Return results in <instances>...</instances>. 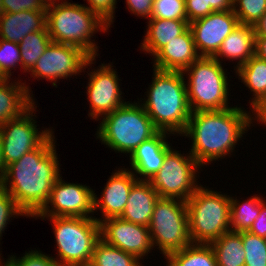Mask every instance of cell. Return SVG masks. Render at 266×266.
Instances as JSON below:
<instances>
[{
	"label": "cell",
	"instance_id": "cell-1",
	"mask_svg": "<svg viewBox=\"0 0 266 266\" xmlns=\"http://www.w3.org/2000/svg\"><path fill=\"white\" fill-rule=\"evenodd\" d=\"M53 132L39 147L9 164L1 187L29 218H34L48 202L53 184L62 174Z\"/></svg>",
	"mask_w": 266,
	"mask_h": 266
},
{
	"label": "cell",
	"instance_id": "cell-2",
	"mask_svg": "<svg viewBox=\"0 0 266 266\" xmlns=\"http://www.w3.org/2000/svg\"><path fill=\"white\" fill-rule=\"evenodd\" d=\"M238 106L191 113L181 136L191 139L189 152L201 167L234 156L236 145L251 129L252 111Z\"/></svg>",
	"mask_w": 266,
	"mask_h": 266
},
{
	"label": "cell",
	"instance_id": "cell-3",
	"mask_svg": "<svg viewBox=\"0 0 266 266\" xmlns=\"http://www.w3.org/2000/svg\"><path fill=\"white\" fill-rule=\"evenodd\" d=\"M153 68L146 97L137 98L158 131L181 137L192 113L182 71ZM140 100V101H139ZM143 100V101H142Z\"/></svg>",
	"mask_w": 266,
	"mask_h": 266
},
{
	"label": "cell",
	"instance_id": "cell-4",
	"mask_svg": "<svg viewBox=\"0 0 266 266\" xmlns=\"http://www.w3.org/2000/svg\"><path fill=\"white\" fill-rule=\"evenodd\" d=\"M71 0H49L46 10V27L52 42L81 48L90 57L100 56L94 34L107 33L109 27L84 4Z\"/></svg>",
	"mask_w": 266,
	"mask_h": 266
},
{
	"label": "cell",
	"instance_id": "cell-5",
	"mask_svg": "<svg viewBox=\"0 0 266 266\" xmlns=\"http://www.w3.org/2000/svg\"><path fill=\"white\" fill-rule=\"evenodd\" d=\"M98 124L96 140L115 153L126 156H130L142 142L158 132L138 101H127L122 107L104 116Z\"/></svg>",
	"mask_w": 266,
	"mask_h": 266
},
{
	"label": "cell",
	"instance_id": "cell-6",
	"mask_svg": "<svg viewBox=\"0 0 266 266\" xmlns=\"http://www.w3.org/2000/svg\"><path fill=\"white\" fill-rule=\"evenodd\" d=\"M226 70V71H225ZM227 69L214 57H200L182 71L192 112L219 111L230 106ZM229 86V87H228Z\"/></svg>",
	"mask_w": 266,
	"mask_h": 266
},
{
	"label": "cell",
	"instance_id": "cell-7",
	"mask_svg": "<svg viewBox=\"0 0 266 266\" xmlns=\"http://www.w3.org/2000/svg\"><path fill=\"white\" fill-rule=\"evenodd\" d=\"M207 187L200 183L186 202L191 243L209 244L231 231L230 195Z\"/></svg>",
	"mask_w": 266,
	"mask_h": 266
},
{
	"label": "cell",
	"instance_id": "cell-8",
	"mask_svg": "<svg viewBox=\"0 0 266 266\" xmlns=\"http://www.w3.org/2000/svg\"><path fill=\"white\" fill-rule=\"evenodd\" d=\"M34 218L51 222L58 253L53 258L59 266H79L90 262L95 244L101 239L100 223L95 218Z\"/></svg>",
	"mask_w": 266,
	"mask_h": 266
},
{
	"label": "cell",
	"instance_id": "cell-9",
	"mask_svg": "<svg viewBox=\"0 0 266 266\" xmlns=\"http://www.w3.org/2000/svg\"><path fill=\"white\" fill-rule=\"evenodd\" d=\"M148 228L153 248L159 250L162 258L189 246L191 238L186 202L159 197Z\"/></svg>",
	"mask_w": 266,
	"mask_h": 266
},
{
	"label": "cell",
	"instance_id": "cell-10",
	"mask_svg": "<svg viewBox=\"0 0 266 266\" xmlns=\"http://www.w3.org/2000/svg\"><path fill=\"white\" fill-rule=\"evenodd\" d=\"M173 148L166 153L160 170L148 181L159 197L187 202L200 186L197 180L202 167L189 151L182 154L181 150Z\"/></svg>",
	"mask_w": 266,
	"mask_h": 266
},
{
	"label": "cell",
	"instance_id": "cell-11",
	"mask_svg": "<svg viewBox=\"0 0 266 266\" xmlns=\"http://www.w3.org/2000/svg\"><path fill=\"white\" fill-rule=\"evenodd\" d=\"M96 59L79 47L51 42L28 74L34 79L44 78L57 88V81L85 74L86 68L90 67L89 70L96 64Z\"/></svg>",
	"mask_w": 266,
	"mask_h": 266
},
{
	"label": "cell",
	"instance_id": "cell-12",
	"mask_svg": "<svg viewBox=\"0 0 266 266\" xmlns=\"http://www.w3.org/2000/svg\"><path fill=\"white\" fill-rule=\"evenodd\" d=\"M37 105L35 103L20 118L0 125L5 168L19 160L25 153L39 147L54 132L51 127L44 128V130L37 128L39 126L36 121Z\"/></svg>",
	"mask_w": 266,
	"mask_h": 266
},
{
	"label": "cell",
	"instance_id": "cell-13",
	"mask_svg": "<svg viewBox=\"0 0 266 266\" xmlns=\"http://www.w3.org/2000/svg\"><path fill=\"white\" fill-rule=\"evenodd\" d=\"M104 63L98 65L99 68L94 67L91 71H86L88 82L85 92L90 108L88 117L95 121L101 120L127 103L122 96L124 92L123 88H120L122 85L119 84L121 79H119L117 69L113 68L115 66L111 62Z\"/></svg>",
	"mask_w": 266,
	"mask_h": 266
},
{
	"label": "cell",
	"instance_id": "cell-14",
	"mask_svg": "<svg viewBox=\"0 0 266 266\" xmlns=\"http://www.w3.org/2000/svg\"><path fill=\"white\" fill-rule=\"evenodd\" d=\"M62 178L60 175L53 184L48 202L35 217L94 218V190Z\"/></svg>",
	"mask_w": 266,
	"mask_h": 266
},
{
	"label": "cell",
	"instance_id": "cell-15",
	"mask_svg": "<svg viewBox=\"0 0 266 266\" xmlns=\"http://www.w3.org/2000/svg\"><path fill=\"white\" fill-rule=\"evenodd\" d=\"M100 237L108 245L131 253L143 262L153 250L149 228L123 220L120 217L101 221Z\"/></svg>",
	"mask_w": 266,
	"mask_h": 266
},
{
	"label": "cell",
	"instance_id": "cell-16",
	"mask_svg": "<svg viewBox=\"0 0 266 266\" xmlns=\"http://www.w3.org/2000/svg\"><path fill=\"white\" fill-rule=\"evenodd\" d=\"M233 10L216 11L189 23L194 43L201 57H214L224 39L239 25Z\"/></svg>",
	"mask_w": 266,
	"mask_h": 266
},
{
	"label": "cell",
	"instance_id": "cell-17",
	"mask_svg": "<svg viewBox=\"0 0 266 266\" xmlns=\"http://www.w3.org/2000/svg\"><path fill=\"white\" fill-rule=\"evenodd\" d=\"M117 169L114 172L112 171V175L108 178L104 189L100 193V198L94 190V213L100 211L102 214L101 218L94 216L99 223L105 219L122 215L131 188L138 180L133 172L125 166Z\"/></svg>",
	"mask_w": 266,
	"mask_h": 266
},
{
	"label": "cell",
	"instance_id": "cell-18",
	"mask_svg": "<svg viewBox=\"0 0 266 266\" xmlns=\"http://www.w3.org/2000/svg\"><path fill=\"white\" fill-rule=\"evenodd\" d=\"M170 133L158 131L142 142L129 156L130 169L138 180L148 181L162 167L166 153L173 147L168 141ZM171 144V145H170Z\"/></svg>",
	"mask_w": 266,
	"mask_h": 266
},
{
	"label": "cell",
	"instance_id": "cell-19",
	"mask_svg": "<svg viewBox=\"0 0 266 266\" xmlns=\"http://www.w3.org/2000/svg\"><path fill=\"white\" fill-rule=\"evenodd\" d=\"M201 56L194 43L191 29L188 28L152 58L153 67L160 70L184 71ZM154 61V62H153Z\"/></svg>",
	"mask_w": 266,
	"mask_h": 266
},
{
	"label": "cell",
	"instance_id": "cell-20",
	"mask_svg": "<svg viewBox=\"0 0 266 266\" xmlns=\"http://www.w3.org/2000/svg\"><path fill=\"white\" fill-rule=\"evenodd\" d=\"M7 78L0 83V125L20 118L35 103L31 87L17 78Z\"/></svg>",
	"mask_w": 266,
	"mask_h": 266
},
{
	"label": "cell",
	"instance_id": "cell-21",
	"mask_svg": "<svg viewBox=\"0 0 266 266\" xmlns=\"http://www.w3.org/2000/svg\"><path fill=\"white\" fill-rule=\"evenodd\" d=\"M255 55V34L253 25L239 24L222 42L214 58L223 63V59L236 61L234 71Z\"/></svg>",
	"mask_w": 266,
	"mask_h": 266
},
{
	"label": "cell",
	"instance_id": "cell-22",
	"mask_svg": "<svg viewBox=\"0 0 266 266\" xmlns=\"http://www.w3.org/2000/svg\"><path fill=\"white\" fill-rule=\"evenodd\" d=\"M159 198L149 181L137 180L130 191L121 219L148 227Z\"/></svg>",
	"mask_w": 266,
	"mask_h": 266
},
{
	"label": "cell",
	"instance_id": "cell-23",
	"mask_svg": "<svg viewBox=\"0 0 266 266\" xmlns=\"http://www.w3.org/2000/svg\"><path fill=\"white\" fill-rule=\"evenodd\" d=\"M46 26V11H21L0 15V38L14 43Z\"/></svg>",
	"mask_w": 266,
	"mask_h": 266
},
{
	"label": "cell",
	"instance_id": "cell-24",
	"mask_svg": "<svg viewBox=\"0 0 266 266\" xmlns=\"http://www.w3.org/2000/svg\"><path fill=\"white\" fill-rule=\"evenodd\" d=\"M146 23V33L139 47L152 57L189 28L188 20L150 18Z\"/></svg>",
	"mask_w": 266,
	"mask_h": 266
},
{
	"label": "cell",
	"instance_id": "cell-25",
	"mask_svg": "<svg viewBox=\"0 0 266 266\" xmlns=\"http://www.w3.org/2000/svg\"><path fill=\"white\" fill-rule=\"evenodd\" d=\"M235 75L252 93L248 105L252 110L266 97V60L254 55L235 70Z\"/></svg>",
	"mask_w": 266,
	"mask_h": 266
},
{
	"label": "cell",
	"instance_id": "cell-26",
	"mask_svg": "<svg viewBox=\"0 0 266 266\" xmlns=\"http://www.w3.org/2000/svg\"><path fill=\"white\" fill-rule=\"evenodd\" d=\"M209 244L214 251L217 266H245L242 231H229Z\"/></svg>",
	"mask_w": 266,
	"mask_h": 266
},
{
	"label": "cell",
	"instance_id": "cell-27",
	"mask_svg": "<svg viewBox=\"0 0 266 266\" xmlns=\"http://www.w3.org/2000/svg\"><path fill=\"white\" fill-rule=\"evenodd\" d=\"M243 201L230 196V228L233 232L248 231L255 219L259 216L261 202L265 199L262 195H250Z\"/></svg>",
	"mask_w": 266,
	"mask_h": 266
},
{
	"label": "cell",
	"instance_id": "cell-28",
	"mask_svg": "<svg viewBox=\"0 0 266 266\" xmlns=\"http://www.w3.org/2000/svg\"><path fill=\"white\" fill-rule=\"evenodd\" d=\"M166 266H217L210 244L191 243L185 248L168 254Z\"/></svg>",
	"mask_w": 266,
	"mask_h": 266
},
{
	"label": "cell",
	"instance_id": "cell-29",
	"mask_svg": "<svg viewBox=\"0 0 266 266\" xmlns=\"http://www.w3.org/2000/svg\"><path fill=\"white\" fill-rule=\"evenodd\" d=\"M52 42L45 26L40 31H34L27 34L19 43L21 51V70L23 73H29L36 65L37 60L45 52V49Z\"/></svg>",
	"mask_w": 266,
	"mask_h": 266
},
{
	"label": "cell",
	"instance_id": "cell-30",
	"mask_svg": "<svg viewBox=\"0 0 266 266\" xmlns=\"http://www.w3.org/2000/svg\"><path fill=\"white\" fill-rule=\"evenodd\" d=\"M90 262L94 266H145L137 256L108 245L102 239L95 244Z\"/></svg>",
	"mask_w": 266,
	"mask_h": 266
},
{
	"label": "cell",
	"instance_id": "cell-31",
	"mask_svg": "<svg viewBox=\"0 0 266 266\" xmlns=\"http://www.w3.org/2000/svg\"><path fill=\"white\" fill-rule=\"evenodd\" d=\"M245 266H266V239L242 231Z\"/></svg>",
	"mask_w": 266,
	"mask_h": 266
},
{
	"label": "cell",
	"instance_id": "cell-32",
	"mask_svg": "<svg viewBox=\"0 0 266 266\" xmlns=\"http://www.w3.org/2000/svg\"><path fill=\"white\" fill-rule=\"evenodd\" d=\"M233 12L240 24L253 25L266 12V0H233Z\"/></svg>",
	"mask_w": 266,
	"mask_h": 266
},
{
	"label": "cell",
	"instance_id": "cell-33",
	"mask_svg": "<svg viewBox=\"0 0 266 266\" xmlns=\"http://www.w3.org/2000/svg\"><path fill=\"white\" fill-rule=\"evenodd\" d=\"M17 68L21 69V51L19 44L0 39V70L7 78H12V73Z\"/></svg>",
	"mask_w": 266,
	"mask_h": 266
},
{
	"label": "cell",
	"instance_id": "cell-34",
	"mask_svg": "<svg viewBox=\"0 0 266 266\" xmlns=\"http://www.w3.org/2000/svg\"><path fill=\"white\" fill-rule=\"evenodd\" d=\"M151 18L187 20L185 0H154Z\"/></svg>",
	"mask_w": 266,
	"mask_h": 266
},
{
	"label": "cell",
	"instance_id": "cell-35",
	"mask_svg": "<svg viewBox=\"0 0 266 266\" xmlns=\"http://www.w3.org/2000/svg\"><path fill=\"white\" fill-rule=\"evenodd\" d=\"M22 255L21 257H17L16 254L10 255L6 261L3 258V266H59L52 254L50 256L36 248L25 251Z\"/></svg>",
	"mask_w": 266,
	"mask_h": 266
},
{
	"label": "cell",
	"instance_id": "cell-36",
	"mask_svg": "<svg viewBox=\"0 0 266 266\" xmlns=\"http://www.w3.org/2000/svg\"><path fill=\"white\" fill-rule=\"evenodd\" d=\"M19 216L27 218V215L17 206L11 195L0 187V241L2 240L1 237H3L2 233L7 229V224Z\"/></svg>",
	"mask_w": 266,
	"mask_h": 266
},
{
	"label": "cell",
	"instance_id": "cell-37",
	"mask_svg": "<svg viewBox=\"0 0 266 266\" xmlns=\"http://www.w3.org/2000/svg\"><path fill=\"white\" fill-rule=\"evenodd\" d=\"M84 6L97 15L109 27L115 22V9L117 0H86Z\"/></svg>",
	"mask_w": 266,
	"mask_h": 266
},
{
	"label": "cell",
	"instance_id": "cell-38",
	"mask_svg": "<svg viewBox=\"0 0 266 266\" xmlns=\"http://www.w3.org/2000/svg\"><path fill=\"white\" fill-rule=\"evenodd\" d=\"M49 0H2L4 13L46 11Z\"/></svg>",
	"mask_w": 266,
	"mask_h": 266
},
{
	"label": "cell",
	"instance_id": "cell-39",
	"mask_svg": "<svg viewBox=\"0 0 266 266\" xmlns=\"http://www.w3.org/2000/svg\"><path fill=\"white\" fill-rule=\"evenodd\" d=\"M185 5L189 23L213 12L211 7H206V0H185Z\"/></svg>",
	"mask_w": 266,
	"mask_h": 266
},
{
	"label": "cell",
	"instance_id": "cell-40",
	"mask_svg": "<svg viewBox=\"0 0 266 266\" xmlns=\"http://www.w3.org/2000/svg\"><path fill=\"white\" fill-rule=\"evenodd\" d=\"M154 0H126V8L130 14L137 15L139 18L150 19L153 10Z\"/></svg>",
	"mask_w": 266,
	"mask_h": 266
},
{
	"label": "cell",
	"instance_id": "cell-41",
	"mask_svg": "<svg viewBox=\"0 0 266 266\" xmlns=\"http://www.w3.org/2000/svg\"><path fill=\"white\" fill-rule=\"evenodd\" d=\"M248 232L266 239V199L261 202L260 214L255 219Z\"/></svg>",
	"mask_w": 266,
	"mask_h": 266
},
{
	"label": "cell",
	"instance_id": "cell-42",
	"mask_svg": "<svg viewBox=\"0 0 266 266\" xmlns=\"http://www.w3.org/2000/svg\"><path fill=\"white\" fill-rule=\"evenodd\" d=\"M252 127L255 123L266 126V97L252 110ZM256 121V122H255ZM259 122V123H258Z\"/></svg>",
	"mask_w": 266,
	"mask_h": 266
},
{
	"label": "cell",
	"instance_id": "cell-43",
	"mask_svg": "<svg viewBox=\"0 0 266 266\" xmlns=\"http://www.w3.org/2000/svg\"><path fill=\"white\" fill-rule=\"evenodd\" d=\"M206 7L213 12L233 10V0H206Z\"/></svg>",
	"mask_w": 266,
	"mask_h": 266
},
{
	"label": "cell",
	"instance_id": "cell-44",
	"mask_svg": "<svg viewBox=\"0 0 266 266\" xmlns=\"http://www.w3.org/2000/svg\"><path fill=\"white\" fill-rule=\"evenodd\" d=\"M255 55L266 60V37H255Z\"/></svg>",
	"mask_w": 266,
	"mask_h": 266
},
{
	"label": "cell",
	"instance_id": "cell-45",
	"mask_svg": "<svg viewBox=\"0 0 266 266\" xmlns=\"http://www.w3.org/2000/svg\"><path fill=\"white\" fill-rule=\"evenodd\" d=\"M255 37H266V12L253 24Z\"/></svg>",
	"mask_w": 266,
	"mask_h": 266
},
{
	"label": "cell",
	"instance_id": "cell-46",
	"mask_svg": "<svg viewBox=\"0 0 266 266\" xmlns=\"http://www.w3.org/2000/svg\"><path fill=\"white\" fill-rule=\"evenodd\" d=\"M5 169L6 168L4 167L2 145H1V140H0V178L3 176Z\"/></svg>",
	"mask_w": 266,
	"mask_h": 266
},
{
	"label": "cell",
	"instance_id": "cell-47",
	"mask_svg": "<svg viewBox=\"0 0 266 266\" xmlns=\"http://www.w3.org/2000/svg\"><path fill=\"white\" fill-rule=\"evenodd\" d=\"M7 77L4 75V73L0 70V83L5 81Z\"/></svg>",
	"mask_w": 266,
	"mask_h": 266
},
{
	"label": "cell",
	"instance_id": "cell-48",
	"mask_svg": "<svg viewBox=\"0 0 266 266\" xmlns=\"http://www.w3.org/2000/svg\"><path fill=\"white\" fill-rule=\"evenodd\" d=\"M4 13V9L2 6V0H0V15H2Z\"/></svg>",
	"mask_w": 266,
	"mask_h": 266
},
{
	"label": "cell",
	"instance_id": "cell-49",
	"mask_svg": "<svg viewBox=\"0 0 266 266\" xmlns=\"http://www.w3.org/2000/svg\"><path fill=\"white\" fill-rule=\"evenodd\" d=\"M79 266H94L91 262H88V263H85V264H82V265H79Z\"/></svg>",
	"mask_w": 266,
	"mask_h": 266
},
{
	"label": "cell",
	"instance_id": "cell-50",
	"mask_svg": "<svg viewBox=\"0 0 266 266\" xmlns=\"http://www.w3.org/2000/svg\"><path fill=\"white\" fill-rule=\"evenodd\" d=\"M2 255V253H0V266H3V256H1Z\"/></svg>",
	"mask_w": 266,
	"mask_h": 266
}]
</instances>
